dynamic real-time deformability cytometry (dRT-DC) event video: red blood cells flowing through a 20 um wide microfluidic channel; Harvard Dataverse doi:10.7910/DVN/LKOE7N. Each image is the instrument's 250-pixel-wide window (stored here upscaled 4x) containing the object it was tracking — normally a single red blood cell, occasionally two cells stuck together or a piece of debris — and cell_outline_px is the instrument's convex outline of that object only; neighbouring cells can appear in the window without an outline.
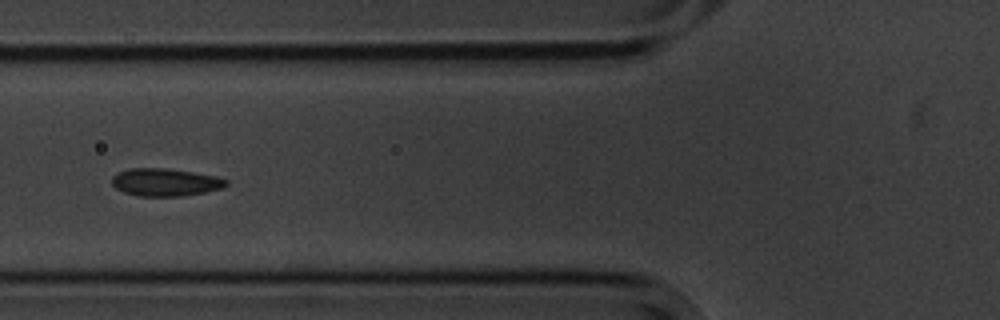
{"species": "common noctule bat (a hibernating species)", "species_latin": "Nyctalus noctula", "temperature_condition": "cold", "stored_images_in_passage": 7, "camera_frame_rate_fps": 3000, "um_per_image_px": 0.085, "animal": {"sex": "male", "body_mass_g": 20.1, "forearm_length_mm": 53.5}, "frame": {"image": 1, "passage_image": 6, "time_ms": 6.0, "image_size_px": [1000, 320], "cell_outline_px": [[228, 184], [224, 188], [184, 196], [136, 196], [124, 192], [116, 188], [112, 184], [112, 176], [116, 172], [128, 168], [164, 168], [192, 172], [216, 176], [228, 180]], "centroid_in_image_um": [14.03, 15.49], "position_along_channel_um": 111.8, "area_um2": 18.55}}
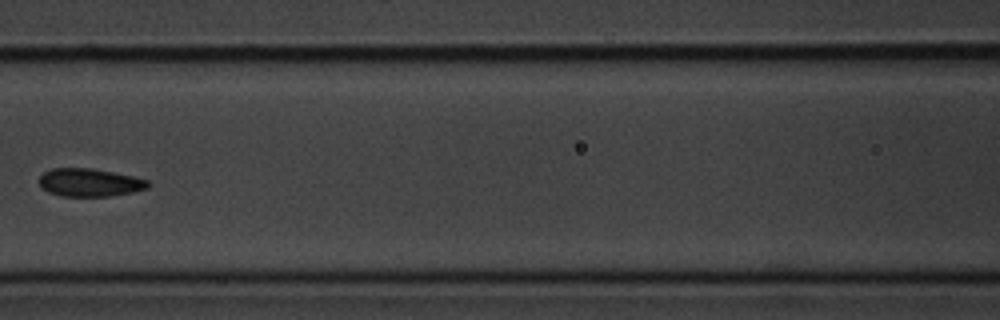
{"frame": {"image": 2, "passage_image": 7, "time_ms": 7.333, "image_size_px": [1000, 320], "cell_outline_px": [[152, 184], [148, 188], [132, 192], [112, 196], [60, 196], [48, 192], [40, 184], [40, 176], [44, 172], [52, 168], [92, 168], [132, 176], [148, 180]], "centroid_in_image_um": [7.64, 15.51], "position_along_channel_um": 159.0, "area_um2": 17.74}}